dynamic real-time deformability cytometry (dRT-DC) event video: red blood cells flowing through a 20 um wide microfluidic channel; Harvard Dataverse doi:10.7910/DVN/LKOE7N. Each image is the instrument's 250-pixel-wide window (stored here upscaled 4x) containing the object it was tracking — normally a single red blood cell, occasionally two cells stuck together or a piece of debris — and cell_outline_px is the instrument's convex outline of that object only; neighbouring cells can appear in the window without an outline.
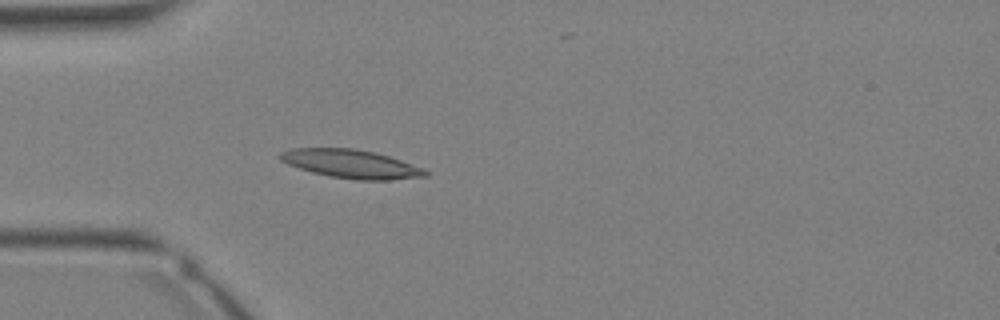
{"species": "Egyptian fruit bat (a non-hibernating species)", "species_latin": "Rousettus aegyptiacus", "temperature_condition": "warm", "stored_images_in_passage": 34, "camera_frame_rate_fps": 3000, "um_per_image_px": 0.085, "animal": {"sex": "female"}, "frame": {"image": 1, "passage_image": 10, "time_ms": 3.0, "image_size_px": [1000, 320], "cell_outline_px": [[428, 176], [388, 180], [356, 180], [328, 176], [312, 172], [288, 164], [280, 160], [276, 156], [280, 152], [292, 148], [352, 148], [372, 152], [388, 156], [424, 168], [428, 172]], "centroid_in_image_um": [29.81, 13.93], "position_along_channel_um": 55.2, "area_um2": 24.1}}
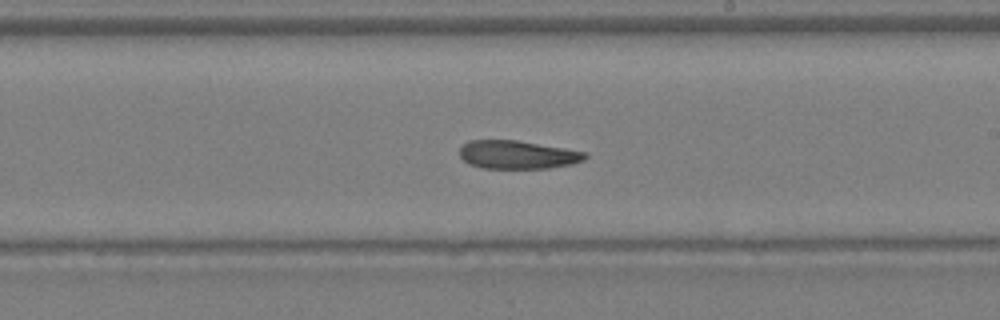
{"frame": {"image": 2, "passage_image": 20, "time_ms": 6.333, "image_size_px": [1000, 320], "cell_outline_px": [[588, 156], [584, 160], [572, 164], [548, 168], [480, 168], [468, 164], [460, 156], [460, 148], [468, 140], [516, 140], [588, 152]], "centroid_in_image_um": [43.99, 13.15], "position_along_channel_um": 245.0, "area_um2": 20.75}}
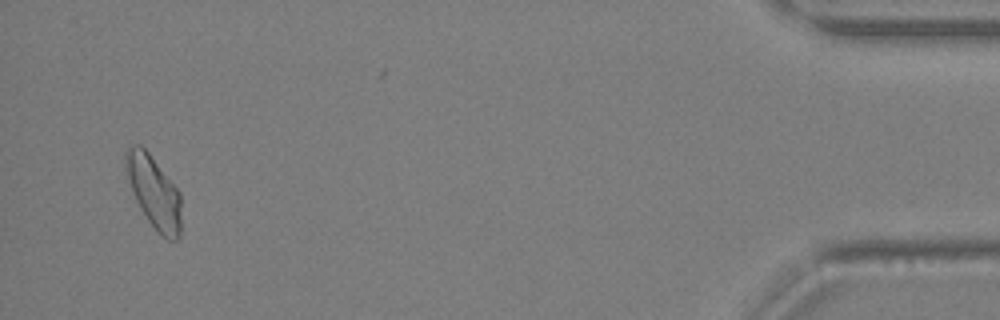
{"frame": {"image": 3, "passage_image": 33, "time_ms": 10.667, "image_size_px": [1000, 320], "cell_outline_px": [[180, 236], [176, 240], [168, 240], [156, 232], [140, 208], [132, 192], [124, 168], [124, 152], [132, 144], [140, 144], [148, 152], [180, 192]], "centroid_in_image_um": [13.05, 16.31], "position_along_channel_um": 422.2, "area_um2": 23.41}}